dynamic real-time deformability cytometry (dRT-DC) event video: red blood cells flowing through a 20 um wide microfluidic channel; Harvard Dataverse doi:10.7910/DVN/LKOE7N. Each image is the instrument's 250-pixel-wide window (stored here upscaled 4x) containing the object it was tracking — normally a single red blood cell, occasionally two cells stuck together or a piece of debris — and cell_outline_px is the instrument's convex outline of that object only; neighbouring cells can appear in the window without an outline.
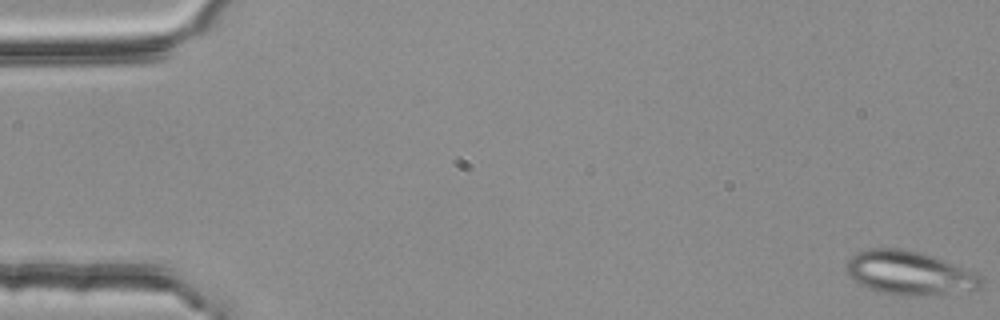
{"species": "common noctule bat (a hibernating species)", "species_latin": "Nyctalus noctula", "temperature_condition": "room temperature", "stored_images_in_passage": 4, "camera_frame_rate_fps": 3000, "um_per_image_px": 0.085, "animal": {"sex": "female", "body_mass_g": 25.1}, "frame": {"image": 1, "passage_image": 1, "time_ms": 0.0, "image_size_px": [1000, 320], "cell_outline_px": [[984, 284], [980, 288], [920, 296], [900, 296], [880, 292], [868, 288], [860, 284], [848, 276], [848, 260], [856, 252], [868, 248], [900, 248], [920, 252], [932, 256], [976, 272], [984, 280]], "centroid_in_image_um": [77.29, 23.2], "position_along_channel_um": 7.7, "area_um2": 34.22}}